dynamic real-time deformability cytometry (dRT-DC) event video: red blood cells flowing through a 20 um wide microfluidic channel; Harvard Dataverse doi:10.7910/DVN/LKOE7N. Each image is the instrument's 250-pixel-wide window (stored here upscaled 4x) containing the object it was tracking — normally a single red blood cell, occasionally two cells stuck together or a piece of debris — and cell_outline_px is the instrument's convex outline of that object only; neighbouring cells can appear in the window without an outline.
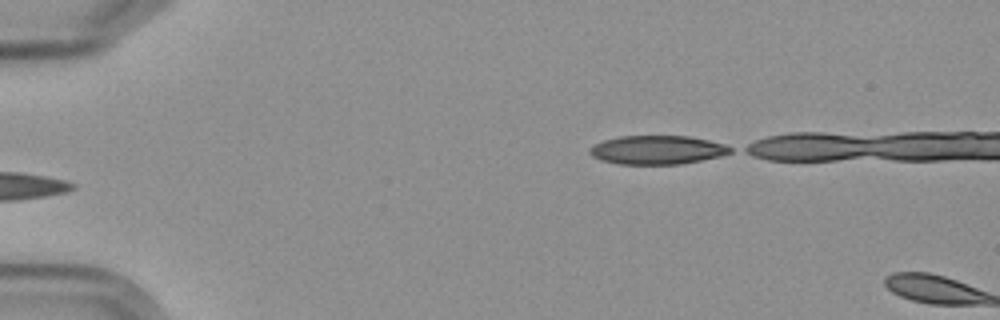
{"species": "Egyptian fruit bat (a non-hibernating species)", "species_latin": "Rousettus aegyptiacus", "temperature_condition": "cold", "stored_images_in_passage": 7, "segment_of_instrument_passage": [2, 2], "camera_frame_rate_fps": 3000, "um_per_image_px": 0.085, "frame": {"image": 1, "passage_image": 7, "time_ms": 8.0, "image_size_px": [1000, 320], "cell_outline_px": [[732, 152], [720, 156], [680, 164], [616, 164], [600, 160], [592, 156], [588, 152], [588, 148], [604, 140], [620, 136], [688, 136], [708, 140], [724, 144], [732, 148]], "centroid_in_image_um": [55.83, 12.74], "position_along_channel_um": 29.2, "area_um2": 23.52}}